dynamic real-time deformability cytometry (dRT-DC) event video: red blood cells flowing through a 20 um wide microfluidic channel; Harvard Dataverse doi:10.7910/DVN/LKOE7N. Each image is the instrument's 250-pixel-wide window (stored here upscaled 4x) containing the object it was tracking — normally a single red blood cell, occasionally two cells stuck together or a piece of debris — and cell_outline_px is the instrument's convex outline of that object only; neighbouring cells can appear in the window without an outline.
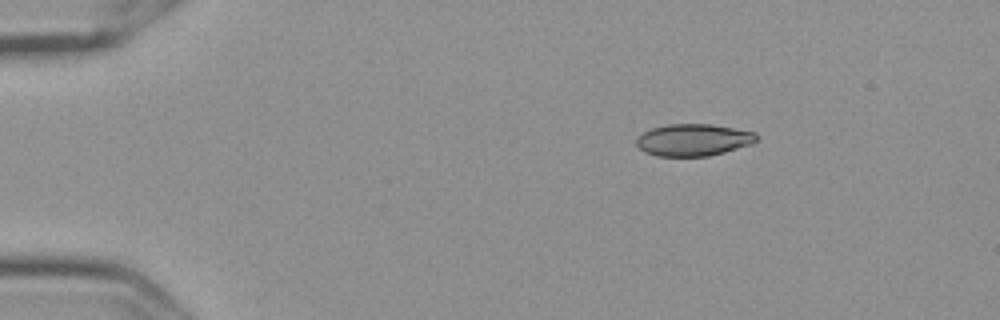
{"species": "Egyptian fruit bat (a non-hibernating species)", "species_latin": "Rousettus aegyptiacus", "temperature_condition": "cold", "stored_images_in_passage": 48, "camera_frame_rate_fps": 3000, "um_per_image_px": 0.085, "frame": {"image": 1, "passage_image": 1, "time_ms": 0.0, "image_size_px": [1000, 320], "cell_outline_px": [[756, 140], [752, 144], [724, 152], [708, 156], [656, 156], [644, 152], [636, 144], [636, 140], [644, 132], [652, 128], [668, 124], [708, 124], [756, 132]], "centroid_in_image_um": [58.92, 11.9], "position_along_channel_um": 26.1, "area_um2": 22.2}}
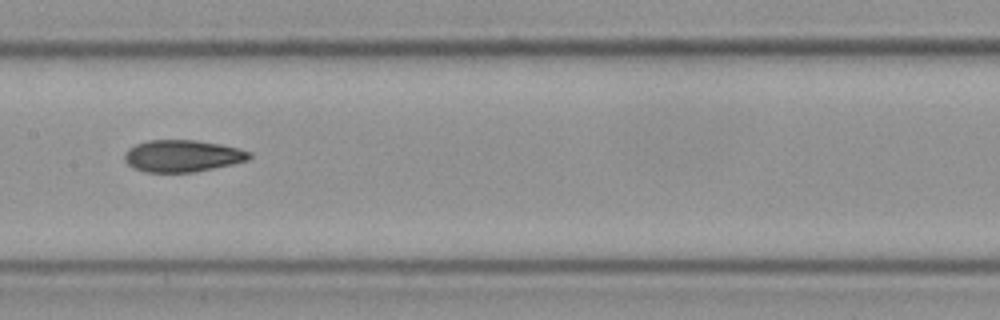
{"frame": {"image": 2, "passage_image": 21, "time_ms": 6.667, "image_size_px": [1000, 320], "cell_outline_px": [[252, 156], [248, 160], [232, 164], [196, 172], [144, 172], [132, 168], [124, 160], [124, 152], [128, 148], [136, 144], [148, 140], [196, 140], [220, 144], [240, 148], [252, 152]], "centroid_in_image_um": [15.5, 13.25], "position_along_channel_um": 191.9, "area_um2": 23.47}}
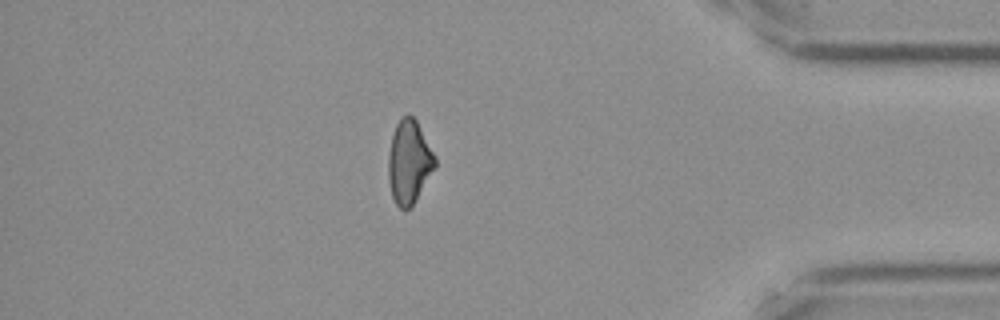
{"frame": {"image": 3, "passage_image": 41, "time_ms": 13.333, "image_size_px": [1000, 320], "cell_outline_px": [[436, 168], [412, 204], [404, 212], [396, 204], [392, 196], [388, 180], [388, 156], [392, 136], [396, 124], [400, 116], [408, 112], [416, 120], [436, 156]], "centroid_in_image_um": [34.77, 13.74], "position_along_channel_um": 400.4, "area_um2": 22.83}, "authors_computed_cell_mechanics": {"area_um2": 23.2645, "velocity_mm_per_s": 3.6186, "shape_relaxation_time_tau1_ms": 5.6616, "shape_relaxation_time_tau2_ms": 3.6208, "deformation_change_tau1": 0.1542, "deformation_change_tau2": 0.1014}}